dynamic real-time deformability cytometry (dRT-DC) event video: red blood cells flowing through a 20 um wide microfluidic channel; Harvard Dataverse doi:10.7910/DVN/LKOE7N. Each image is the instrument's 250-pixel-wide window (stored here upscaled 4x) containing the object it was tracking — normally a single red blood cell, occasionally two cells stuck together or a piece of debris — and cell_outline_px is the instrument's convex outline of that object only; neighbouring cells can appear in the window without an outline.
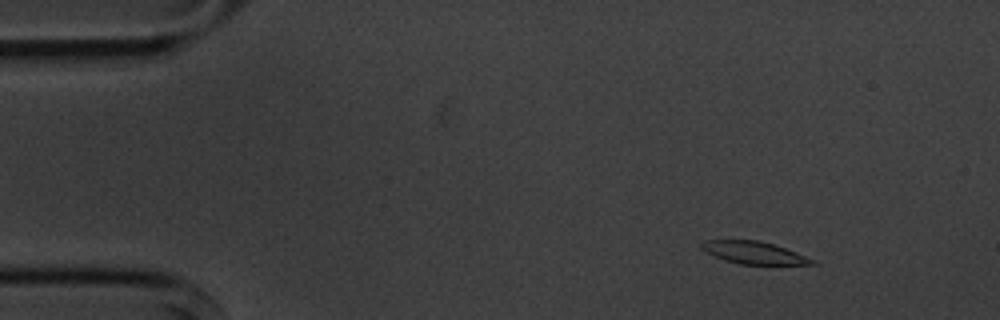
{"species": "common noctule bat (a hibernating species)", "species_latin": "Nyctalus noctula", "temperature_condition": "cold", "stored_images_in_passage": 5, "camera_frame_rate_fps": 3000, "um_per_image_px": 0.085, "animal": {"sex": "male", "body_mass_g": 20.1, "forearm_length_mm": 53.5}, "frame": {"image": 1, "passage_image": 2, "time_ms": 1.667, "image_size_px": [1000, 320], "cell_outline_px": [[820, 264], [740, 264], [724, 260], [704, 252], [700, 248], [700, 244], [704, 240], [756, 240], [772, 244], [796, 252], [816, 260]], "centroid_in_image_um": [64.05, 21.48], "position_along_channel_um": 21.0, "area_um2": 14.39}}